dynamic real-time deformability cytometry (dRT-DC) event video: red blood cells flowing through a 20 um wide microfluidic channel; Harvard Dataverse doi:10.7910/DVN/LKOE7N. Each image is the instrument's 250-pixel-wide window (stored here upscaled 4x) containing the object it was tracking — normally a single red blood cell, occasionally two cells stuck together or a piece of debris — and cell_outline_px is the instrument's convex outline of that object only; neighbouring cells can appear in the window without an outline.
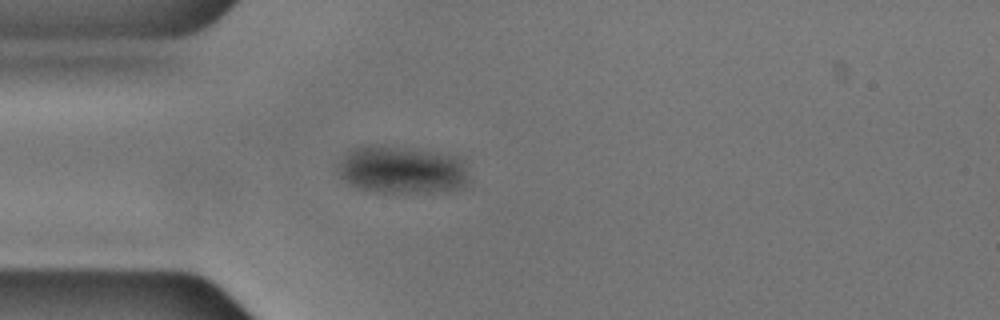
{"species": "common noctule bat (a hibernating species)", "species_latin": "Nyctalus noctula", "temperature_condition": "cold", "stored_images_in_passage": 42, "camera_frame_rate_fps": 3000, "um_per_image_px": 0.085, "animal": {"sex": "male", "body_mass_g": 17.9, "forearm_length_mm": 54.2}, "frame": {"image": 1, "passage_image": 1, "time_ms": 0.0, "image_size_px": [1000, 320], "cell_outline_px": [[468, 184], [460, 188], [432, 192], [372, 192], [356, 188], [344, 180], [336, 172], [336, 164], [352, 148], [368, 144], [380, 144], [416, 148], [460, 156], [464, 160], [468, 176]], "centroid_in_image_um": [34.14, 14.41], "position_along_channel_um": 50.9, "area_um2": 37.4}}
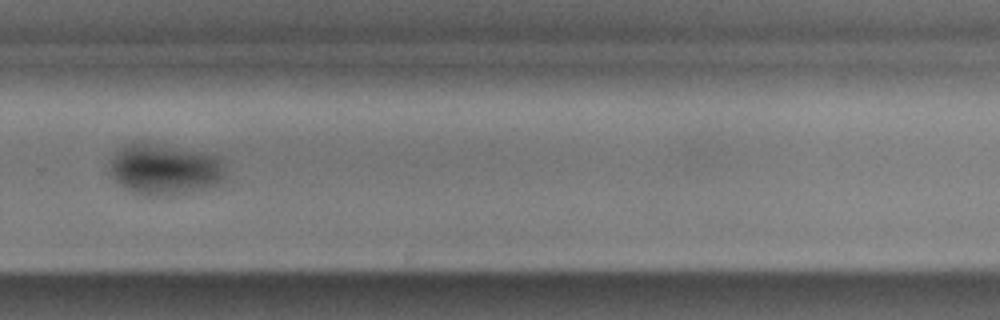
{"frame": {"image": 2, "passage_image": 24, "time_ms": 7.667, "image_size_px": [1000, 320], "cell_outline_px": [[224, 176], [216, 184], [204, 188], [160, 196], [136, 192], [120, 184], [112, 176], [112, 160], [116, 152], [128, 144], [140, 140], [220, 156], [224, 172]], "centroid_in_image_um": [14.0, 14.35], "position_along_channel_um": 315.8, "area_um2": 33.41}}
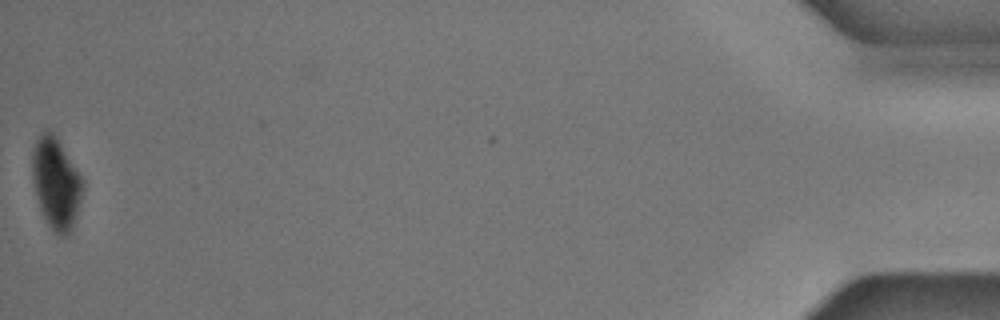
{"frame": {"image": 3, "passage_image": 42, "time_ms": 13.667, "image_size_px": [1000, 320], "cell_outline_px": [[84, 188], [72, 232], [68, 236], [60, 236], [48, 224], [40, 208], [32, 180], [32, 152], [36, 140], [44, 128], [48, 128], [56, 136], [84, 180]], "centroid_in_image_um": [4.78, 15.56], "position_along_channel_um": 430.4, "area_um2": 26.99}}